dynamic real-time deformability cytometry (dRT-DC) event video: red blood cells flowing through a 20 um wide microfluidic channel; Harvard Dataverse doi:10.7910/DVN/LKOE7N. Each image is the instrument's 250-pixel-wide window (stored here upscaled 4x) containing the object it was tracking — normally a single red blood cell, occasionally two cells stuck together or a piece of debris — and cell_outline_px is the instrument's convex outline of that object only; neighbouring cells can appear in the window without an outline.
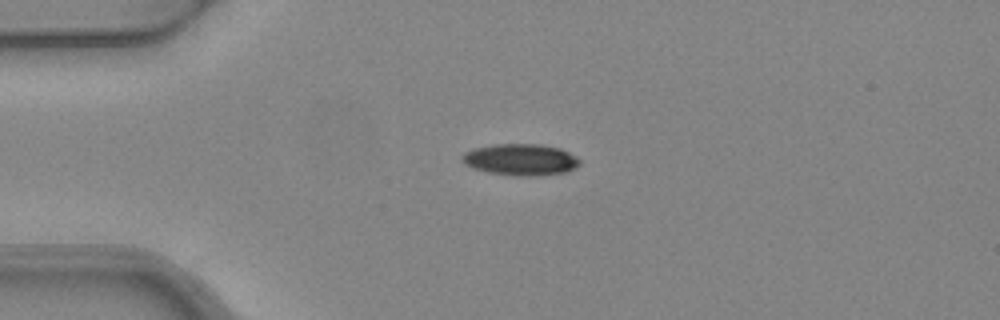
{"species": "common noctule bat (a hibernating species)", "species_latin": "Nyctalus noctula", "temperature_condition": "warm", "stored_images_in_passage": 5, "camera_frame_rate_fps": 3000, "um_per_image_px": 0.085, "animal": {"sex": "female", "body_mass_g": 24.6, "forearm_length_mm": 56.2}, "frame": {"image": 1, "passage_image": 1, "time_ms": 0.0, "image_size_px": [1000, 320], "cell_outline_px": [[580, 164], [576, 168], [568, 172], [536, 176], [520, 176], [488, 172], [472, 168], [460, 160], [460, 156], [464, 152], [472, 148], [496, 144], [540, 144], [560, 148], [576, 156], [580, 160]], "centroid_in_image_um": [44.25, 13.57], "position_along_channel_um": 40.7, "area_um2": 21.85}}
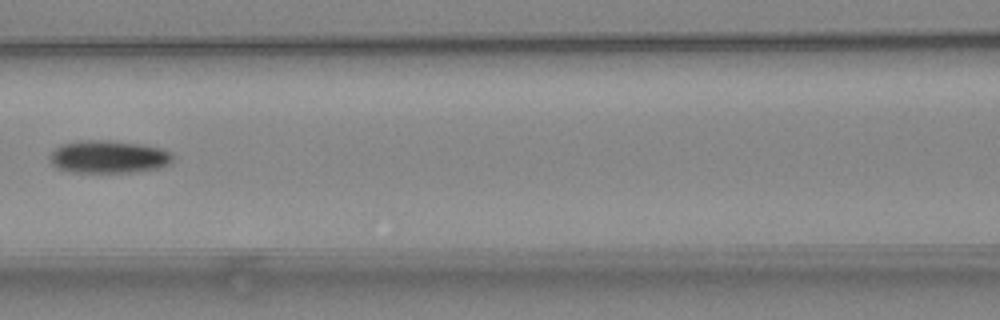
{"frame": {"image": 2, "passage_image": 4, "time_ms": 1.0, "image_size_px": [1000, 320], "cell_outline_px": [[172, 160], [168, 164], [160, 168], [132, 172], [72, 172], [56, 168], [52, 164], [48, 156], [60, 144], [80, 140], [112, 140], [140, 144], [160, 148], [172, 152]], "centroid_in_image_um": [9.2, 13.32], "position_along_channel_um": 157.4, "area_um2": 23.58}}
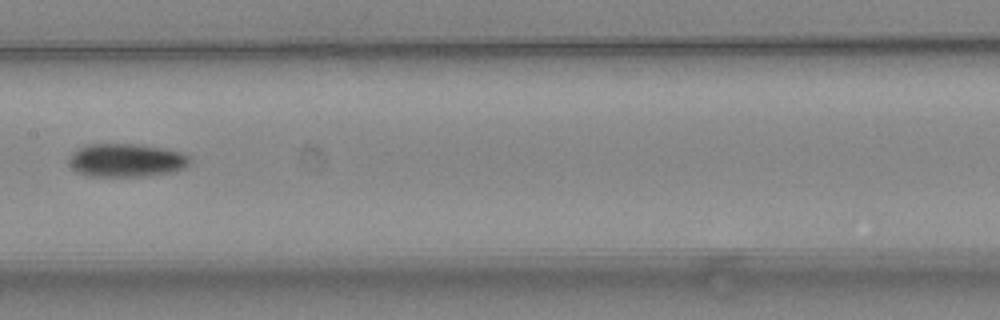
{"frame": {"image": 3, "passage_image": 5, "time_ms": 1.333, "image_size_px": [1000, 320], "cell_outline_px": [[188, 164], [184, 168], [176, 172], [144, 176], [84, 176], [76, 172], [72, 168], [68, 160], [72, 152], [76, 148], [84, 144], [136, 144], [164, 148], [180, 152], [188, 156]], "centroid_in_image_um": [10.68, 13.62], "position_along_channel_um": 196.7, "area_um2": 23.7}}